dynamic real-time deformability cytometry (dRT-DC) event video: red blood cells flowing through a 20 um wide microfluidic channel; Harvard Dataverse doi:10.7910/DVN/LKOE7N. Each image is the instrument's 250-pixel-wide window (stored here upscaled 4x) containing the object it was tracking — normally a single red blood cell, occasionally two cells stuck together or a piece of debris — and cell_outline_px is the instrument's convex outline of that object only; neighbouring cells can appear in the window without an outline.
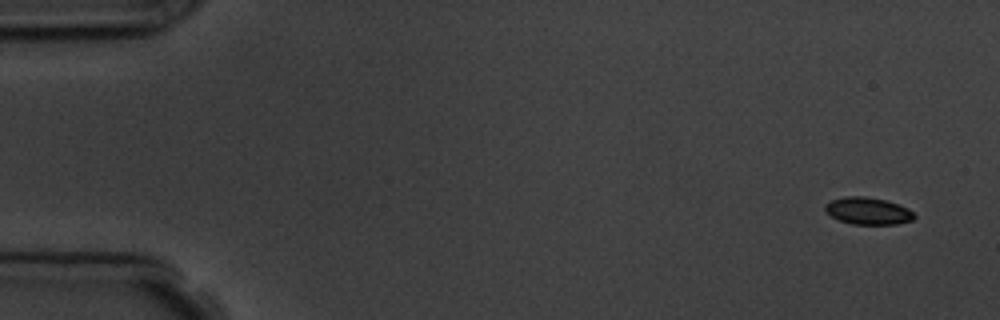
{"species": "common noctule bat (a hibernating species)", "species_latin": "Nyctalus noctula", "temperature_condition": "room temperature", "stored_images_in_passage": 5, "camera_frame_rate_fps": 3000, "um_per_image_px": 0.085, "animal": {"sex": "male", "body_mass_g": 19.5, "forearm_length_mm": 54.6}, "frame": {"image": 1, "passage_image": 1, "time_ms": 0.0, "image_size_px": [1000, 320], "cell_outline_px": [[916, 216], [912, 220], [896, 224], [852, 224], [840, 220], [832, 216], [824, 208], [824, 204], [832, 200], [844, 196], [864, 196], [884, 200], [908, 208]], "centroid_in_image_um": [73.77, 17.93], "position_along_channel_um": 11.2, "area_um2": 13.87}}
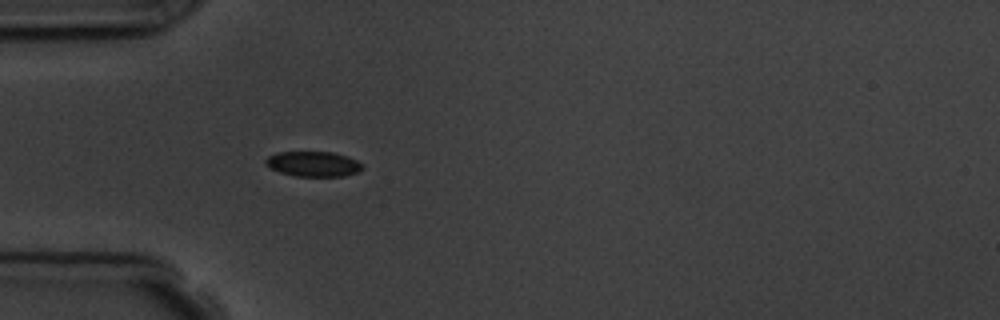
{"frame": {"image": 2, "passage_image": 5, "time_ms": 4.667, "image_size_px": [1000, 320], "cell_outline_px": [[364, 168], [356, 172], [344, 176], [296, 176], [280, 172], [264, 164], [264, 160], [268, 156], [276, 152], [332, 152], [348, 156], [364, 164]], "centroid_in_image_um": [26.63, 13.93], "position_along_channel_um": 58.4, "area_um2": 14.22}}